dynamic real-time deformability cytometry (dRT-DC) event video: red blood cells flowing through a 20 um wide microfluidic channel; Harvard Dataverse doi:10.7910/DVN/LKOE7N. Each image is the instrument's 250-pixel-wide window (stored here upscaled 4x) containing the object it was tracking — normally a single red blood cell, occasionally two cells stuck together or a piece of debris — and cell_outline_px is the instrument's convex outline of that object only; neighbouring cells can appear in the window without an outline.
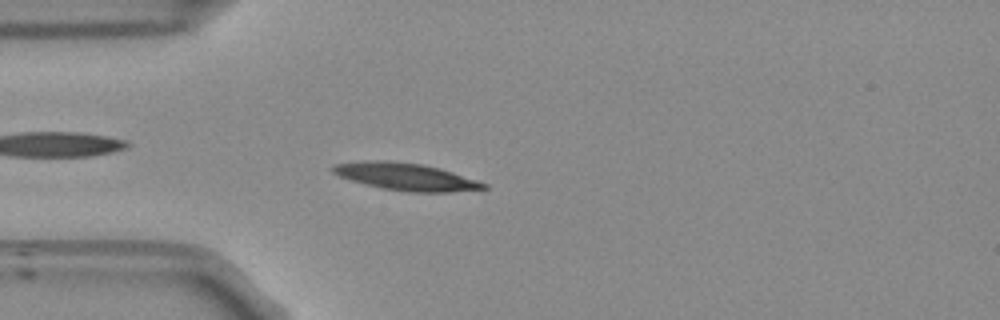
{"species": "Egyptian fruit bat (a non-hibernating species)", "species_latin": "Rousettus aegyptiacus", "temperature_condition": "room temperature", "stored_images_in_passage": 47, "camera_frame_rate_fps": 3000, "um_per_image_px": 0.085, "frame": {"image": 1, "passage_image": 8, "time_ms": 2.333, "image_size_px": [1000, 320], "cell_outline_px": [[488, 188], [448, 192], [408, 192], [384, 188], [352, 180], [340, 176], [332, 172], [332, 168], [336, 164], [364, 160], [388, 160], [424, 164], [440, 168], [488, 184]], "centroid_in_image_um": [34.52, 15.0], "position_along_channel_um": 50.5, "area_um2": 23.7}}
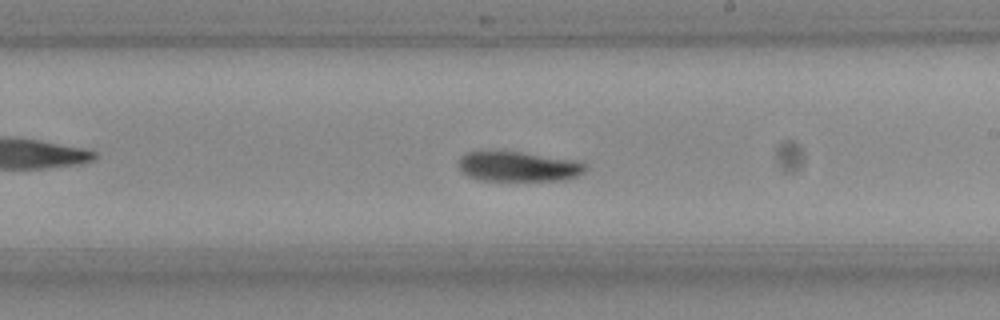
{"frame": {"image": 2, "passage_image": 24, "time_ms": 7.667, "image_size_px": [1000, 320], "cell_outline_px": [[588, 168], [584, 172], [568, 180], [484, 180], [468, 176], [460, 168], [460, 156], [468, 152], [520, 152], [572, 160], [584, 164]], "centroid_in_image_um": [44.09, 14.16], "position_along_channel_um": 244.9, "area_um2": 21.56}}
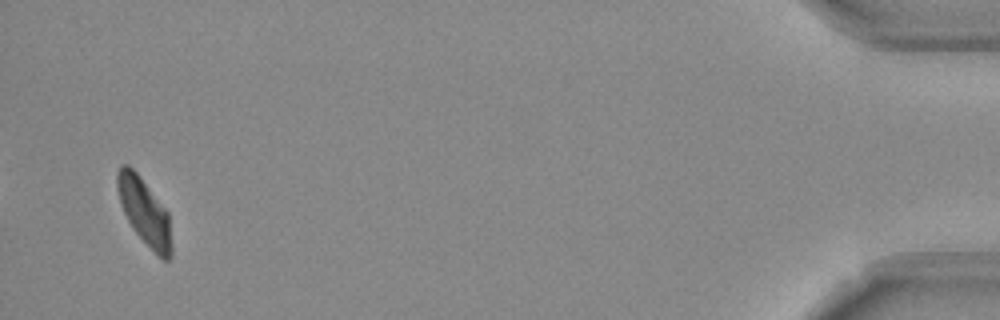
{"frame": {"image": 3, "passage_image": 45, "time_ms": 14.667, "image_size_px": [1000, 320], "cell_outline_px": [[172, 256], [168, 260], [164, 260], [132, 228], [120, 204], [116, 188], [116, 176], [120, 164], [128, 164], [136, 172], [168, 212], [172, 244]], "centroid_in_image_um": [12.26, 17.95], "position_along_channel_um": 422.9, "area_um2": 20.69}, "authors_computed_cell_mechanics": {"area_um2": 22.3108, "velocity_mm_per_s": 3.7988, "shape_relaxation_time_tau1_ms": 5.2596, "shape_relaxation_time_tau2_ms": null, "deformation_change_tau1": 0.1804, "deformation_change_tau2": null}}